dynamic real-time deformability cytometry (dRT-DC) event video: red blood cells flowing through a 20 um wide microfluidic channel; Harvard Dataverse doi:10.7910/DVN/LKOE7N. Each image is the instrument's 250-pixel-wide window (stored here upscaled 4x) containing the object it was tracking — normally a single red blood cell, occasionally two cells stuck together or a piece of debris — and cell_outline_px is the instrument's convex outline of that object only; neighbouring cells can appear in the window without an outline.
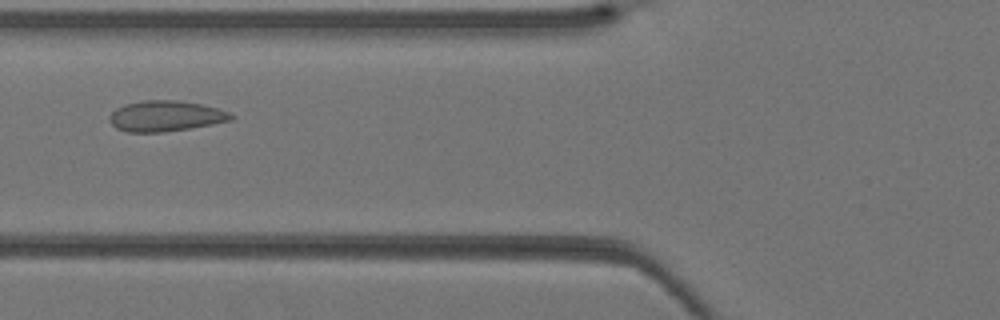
{"species": "Egyptian fruit bat (a non-hibernating species)", "species_latin": "Rousettus aegyptiacus", "temperature_condition": "warm", "stored_images_in_passage": 36, "camera_frame_rate_fps": 3000, "um_per_image_px": 0.085, "animal": {"sex": "female"}, "frame": {"image": 1, "passage_image": 11, "time_ms": 3.333, "image_size_px": [1000, 320], "cell_outline_px": [[236, 116], [232, 120], [212, 124], [164, 132], [128, 132], [116, 128], [108, 120], [108, 116], [116, 108], [124, 104], [140, 100], [180, 100], [200, 104], [216, 108], [228, 112]], "centroid_in_image_um": [14.04, 9.85], "position_along_channel_um": 111.8, "area_um2": 21.79}}
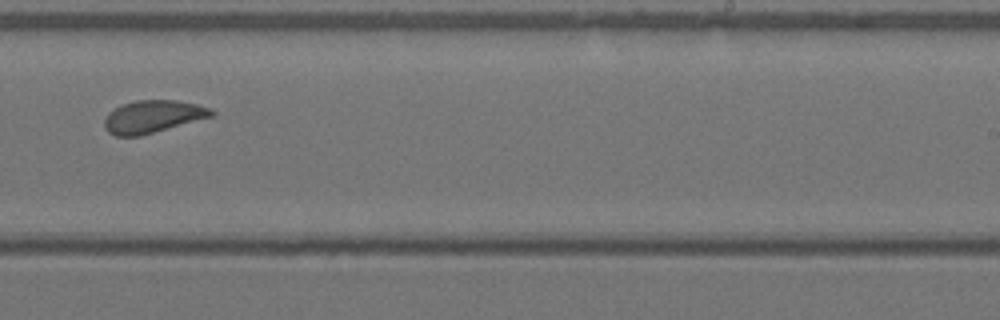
{"frame": {"image": 2, "passage_image": 21, "time_ms": 6.667, "image_size_px": [1000, 320], "cell_outline_px": [[216, 116], [140, 136], [116, 136], [108, 132], [104, 128], [104, 120], [108, 112], [120, 104], [136, 100], [176, 100], [196, 104], [212, 108], [216, 112]], "centroid_in_image_um": [13.01, 9.91], "position_along_channel_um": 276.0, "area_um2": 20.69}}
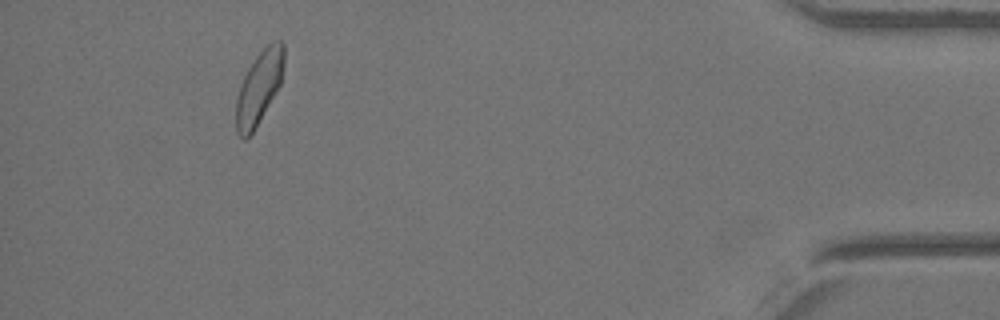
{"frame": {"image": 3, "passage_image": 33, "time_ms": 10.667, "image_size_px": [1000, 320], "cell_outline_px": [[284, 64], [280, 84], [276, 92], [252, 132], [244, 140], [236, 132], [236, 100], [240, 84], [248, 68], [256, 56], [272, 40], [280, 40], [284, 44]], "centroid_in_image_um": [22.02, 7.41], "position_along_channel_um": 413.2, "area_um2": 20.11}}